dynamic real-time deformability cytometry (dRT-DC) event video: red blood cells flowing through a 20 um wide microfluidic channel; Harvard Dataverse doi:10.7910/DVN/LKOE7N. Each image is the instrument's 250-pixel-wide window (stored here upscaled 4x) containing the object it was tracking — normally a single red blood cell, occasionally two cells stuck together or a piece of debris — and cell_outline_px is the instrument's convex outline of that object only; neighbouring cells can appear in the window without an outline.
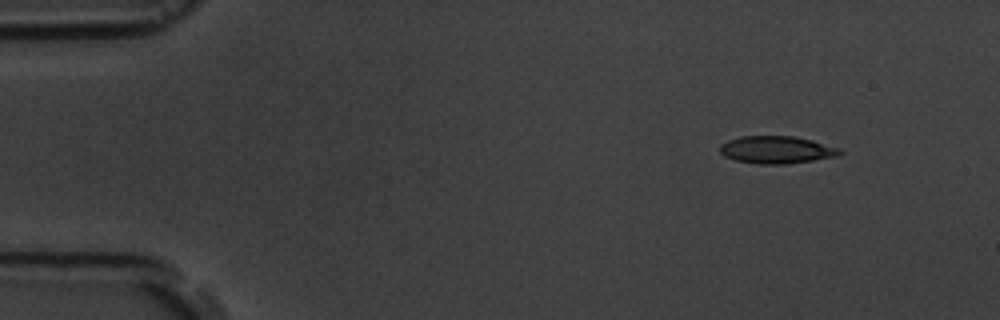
{"species": "common noctule bat (a hibernating species)", "species_latin": "Nyctalus noctula", "temperature_condition": "room temperature", "stored_images_in_passage": 4, "camera_frame_rate_fps": 3000, "um_per_image_px": 0.085, "animal": {"sex": "male", "body_mass_g": 19.5, "forearm_length_mm": 54.6}, "frame": {"image": 1, "passage_image": 1, "time_ms": 0.0, "image_size_px": [1000, 320], "cell_outline_px": [[844, 152], [840, 156], [788, 164], [756, 164], [736, 160], [724, 156], [720, 152], [720, 144], [728, 140], [740, 136], [792, 136], [812, 140], [840, 148]], "centroid_in_image_um": [66.03, 12.73], "position_along_channel_um": 19.0, "area_um2": 19.36}}
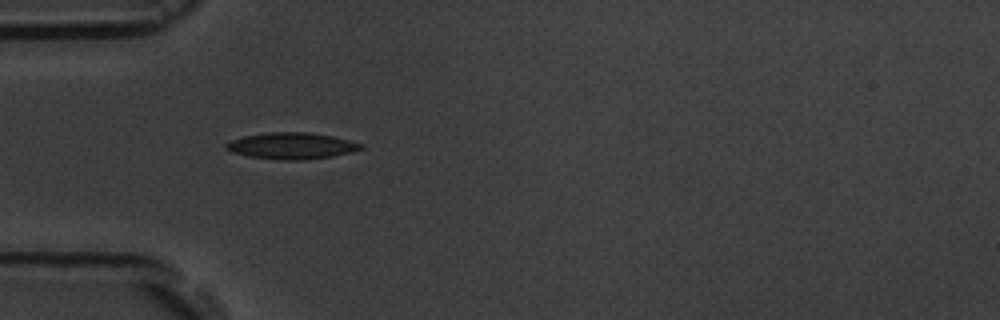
{"frame": {"image": 2, "passage_image": 3, "time_ms": 3.667, "image_size_px": [1000, 320], "cell_outline_px": [[364, 148], [352, 152], [332, 156], [304, 160], [280, 160], [248, 156], [232, 152], [224, 148], [224, 144], [228, 140], [244, 136], [268, 132], [308, 132], [332, 136], [364, 144]], "centroid_in_image_um": [24.76, 12.39], "position_along_channel_um": 60.2, "area_um2": 20.92}}
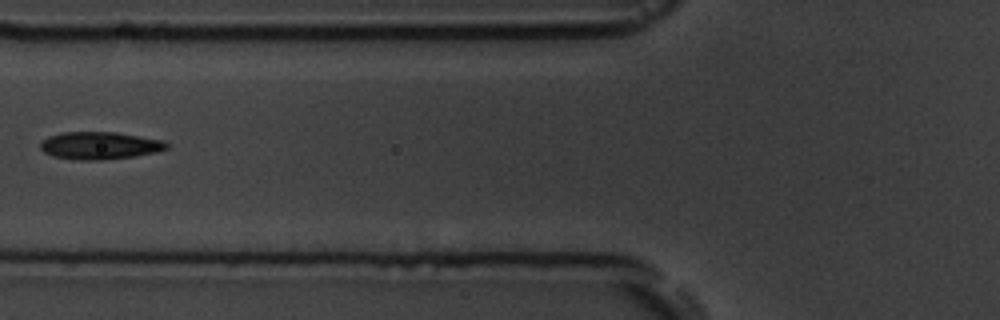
{"frame": {"image": 3, "passage_image": 4, "time_ms": 5.333, "image_size_px": [1000, 320], "cell_outline_px": [[168, 148], [156, 152], [136, 156], [100, 160], [80, 160], [56, 156], [44, 152], [40, 148], [40, 140], [48, 136], [64, 132], [116, 132], [164, 140], [168, 144]], "centroid_in_image_um": [8.49, 12.36], "position_along_channel_um": 117.3, "area_um2": 20.23}}